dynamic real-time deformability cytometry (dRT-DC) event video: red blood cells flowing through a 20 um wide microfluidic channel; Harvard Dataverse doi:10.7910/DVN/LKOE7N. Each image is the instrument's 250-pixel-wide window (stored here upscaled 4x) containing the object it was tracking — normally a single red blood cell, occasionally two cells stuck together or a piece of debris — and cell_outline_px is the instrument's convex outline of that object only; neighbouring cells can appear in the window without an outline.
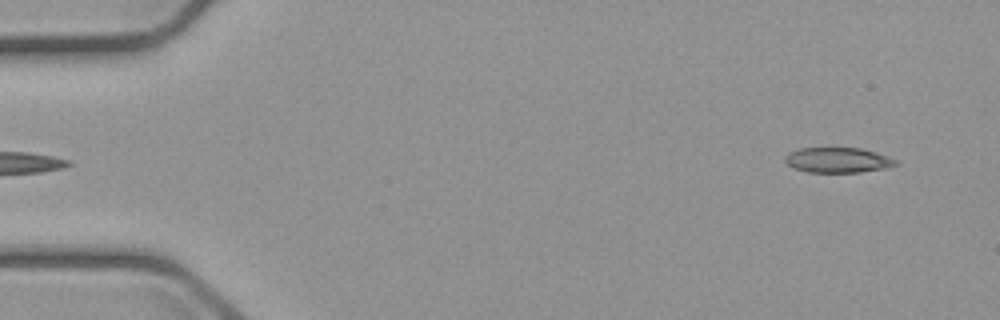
{"species": "common noctule bat (a hibernating species)", "species_latin": "Nyctalus noctula", "temperature_condition": "cold", "stored_images_in_passage": 5, "segment_of_instrument_passage": [2, 2], "camera_frame_rate_fps": 3000, "um_per_image_px": 0.085, "animal": {"sex": "male", "body_mass_g": 23.1, "forearm_length_mm": 52.7}, "frame": {"image": 1, "passage_image": 5, "time_ms": 4.667, "image_size_px": [1000, 320], "cell_outline_px": [[900, 164], [884, 168], [860, 172], [808, 172], [796, 168], [788, 164], [784, 160], [784, 156], [788, 152], [800, 148], [860, 148], [876, 152], [900, 160]], "centroid_in_image_um": [71.25, 13.6], "position_along_channel_um": 13.7, "area_um2": 16.3}}